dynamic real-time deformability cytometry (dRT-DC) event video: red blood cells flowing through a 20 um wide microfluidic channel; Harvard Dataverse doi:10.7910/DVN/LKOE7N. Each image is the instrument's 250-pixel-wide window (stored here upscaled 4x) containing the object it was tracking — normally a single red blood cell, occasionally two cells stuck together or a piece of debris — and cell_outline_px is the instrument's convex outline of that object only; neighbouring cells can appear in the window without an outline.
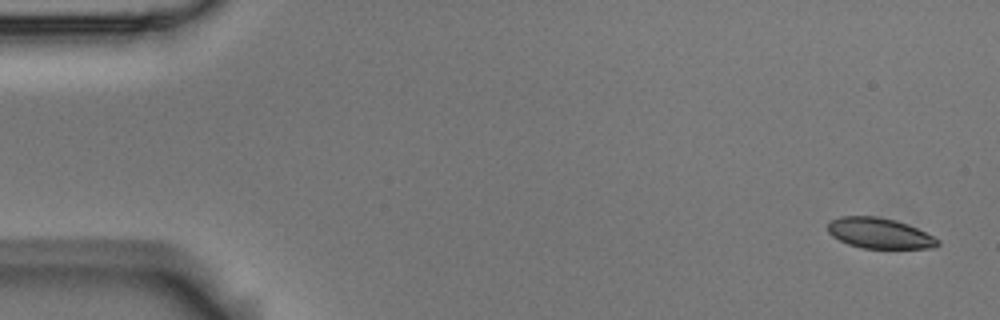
{"species": "Egyptian fruit bat (a non-hibernating species)", "species_latin": "Rousettus aegyptiacus", "temperature_condition": "room temperature", "stored_images_in_passage": 5, "camera_frame_rate_fps": 3000, "um_per_image_px": 0.085, "animal": {"sex": "male"}, "frame": {"image": 1, "passage_image": 1, "time_ms": 0.0, "image_size_px": [1000, 320], "cell_outline_px": [[940, 244], [936, 248], [864, 248], [848, 244], [832, 236], [828, 232], [828, 224], [832, 220], [840, 216], [876, 216], [896, 220], [908, 224], [940, 240]], "centroid_in_image_um": [74.76, 19.82], "position_along_channel_um": 10.2, "area_um2": 19.48}}
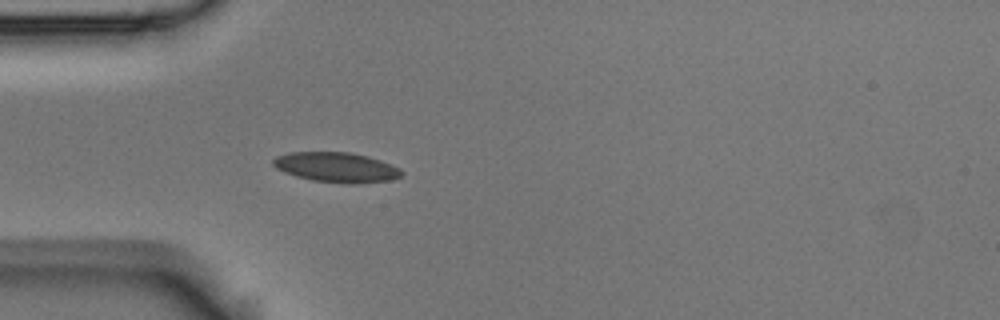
{"frame": {"image": 2, "passage_image": 5, "time_ms": 1.333, "image_size_px": [1000, 320], "cell_outline_px": [[404, 172], [400, 176], [392, 180], [360, 184], [340, 184], [312, 180], [296, 176], [284, 172], [276, 168], [272, 164], [272, 160], [276, 156], [292, 152], [352, 152], [368, 156], [392, 164], [400, 168]], "centroid_in_image_um": [28.62, 14.23], "position_along_channel_um": 56.4, "area_um2": 22.77}}